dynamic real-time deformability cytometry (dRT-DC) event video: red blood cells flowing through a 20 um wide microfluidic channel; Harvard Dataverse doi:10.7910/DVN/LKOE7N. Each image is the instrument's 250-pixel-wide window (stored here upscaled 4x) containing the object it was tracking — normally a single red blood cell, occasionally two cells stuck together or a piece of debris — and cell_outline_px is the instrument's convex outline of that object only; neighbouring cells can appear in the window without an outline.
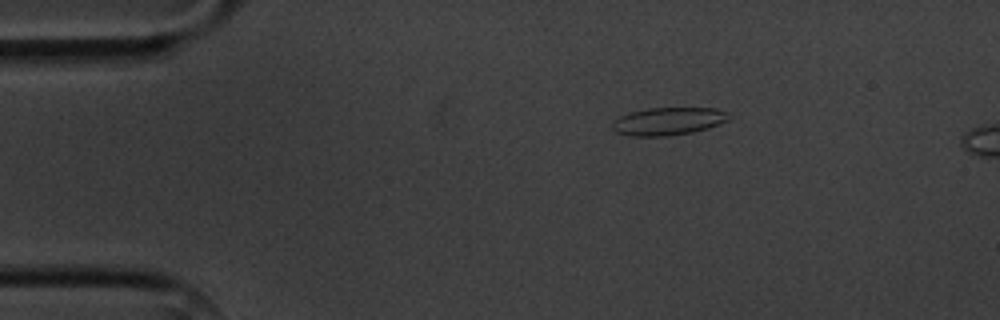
{"species": "common noctule bat (a hibernating species)", "species_latin": "Nyctalus noctula", "temperature_condition": "cold", "stored_images_in_passage": 3, "camera_frame_rate_fps": 3000, "um_per_image_px": 0.085, "animal": {"sex": "male", "body_mass_g": 20.1, "forearm_length_mm": 53.5}, "frame": {"image": 1, "passage_image": 1, "time_ms": 0.0, "image_size_px": [1000, 320], "cell_outline_px": [[728, 120], [708, 128], [692, 132], [664, 136], [632, 136], [616, 132], [612, 128], [612, 124], [620, 116], [632, 112], [648, 108], [716, 108], [728, 112]], "centroid_in_image_um": [56.81, 10.3], "position_along_channel_um": 28.2, "area_um2": 18.61}}